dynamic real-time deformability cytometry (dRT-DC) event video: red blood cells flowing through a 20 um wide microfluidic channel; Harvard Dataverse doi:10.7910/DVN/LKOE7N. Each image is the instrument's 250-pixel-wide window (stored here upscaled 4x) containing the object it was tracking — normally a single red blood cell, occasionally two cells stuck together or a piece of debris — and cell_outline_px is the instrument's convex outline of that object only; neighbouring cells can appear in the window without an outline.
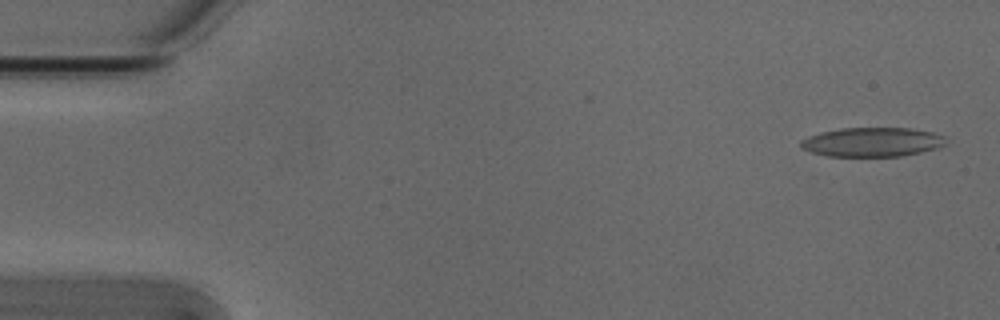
{"species": "Egyptian fruit bat (a non-hibernating species)", "species_latin": "Rousettus aegyptiacus", "temperature_condition": "cold", "stored_images_in_passage": 5, "camera_frame_rate_fps": 3000, "um_per_image_px": 0.085, "animal": {"sex": "male"}, "frame": {"image": 1, "passage_image": 1, "time_ms": 0.0, "image_size_px": [1000, 320], "cell_outline_px": [[948, 136], [944, 144], [936, 148], [920, 152], [900, 156], [828, 156], [808, 152], [800, 148], [800, 140], [808, 136], [840, 128], [912, 128], [932, 132]], "centroid_in_image_um": [74.12, 12.07], "position_along_channel_um": 10.9, "area_um2": 24.8}}